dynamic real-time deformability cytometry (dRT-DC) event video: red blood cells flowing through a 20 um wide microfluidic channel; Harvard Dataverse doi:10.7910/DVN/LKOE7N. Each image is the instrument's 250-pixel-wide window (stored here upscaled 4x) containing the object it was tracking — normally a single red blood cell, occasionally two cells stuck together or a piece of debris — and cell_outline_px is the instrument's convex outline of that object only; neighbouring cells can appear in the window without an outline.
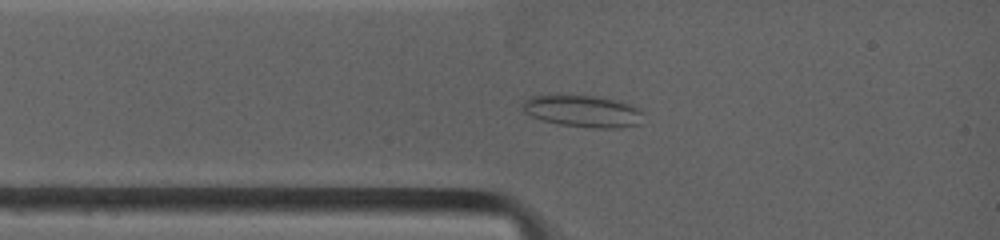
{"species": "common noctule bat (a hibernating species)", "species_latin": "Nyctalus noctula", "temperature_condition": "warm", "stored_images_in_passage": 9, "camera_frame_rate_fps": 4500, "um_per_image_px": 0.085, "animal": {"sex": "female", "body_mass_g": 19.0, "forearm_length_mm": 53.3}, "frame": {"image": 1, "passage_image": 6, "time_ms": 1.778, "image_size_px": [1000, 240], "cell_outline_px": [[640, 124], [620, 128], [596, 128], [560, 124], [544, 120], [532, 116], [524, 112], [524, 100], [532, 96], [592, 96], [612, 100], [628, 104], [636, 108], [640, 112]], "centroid_in_image_um": [49.53, 9.47], "position_along_channel_um": 35.5, "area_um2": 21.56}}
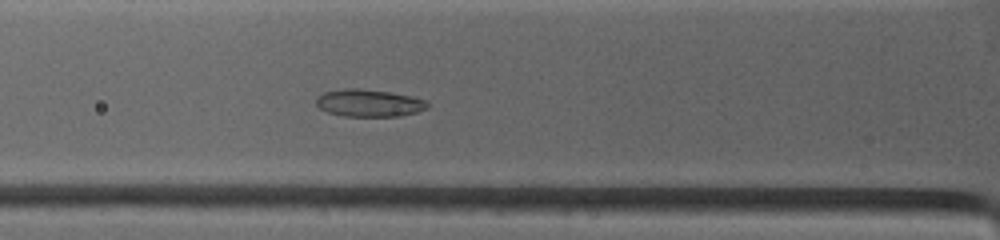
{"frame": {"image": 2, "passage_image": 9, "time_ms": 3.333, "image_size_px": [1000, 240], "cell_outline_px": [[428, 108], [416, 112], [400, 116], [344, 116], [328, 112], [320, 108], [316, 104], [316, 100], [324, 92], [344, 88], [356, 88], [388, 92], [408, 96], [424, 100], [428, 104]], "centroid_in_image_um": [31.34, 8.76], "position_along_channel_um": 94.5, "area_um2": 17.4}}